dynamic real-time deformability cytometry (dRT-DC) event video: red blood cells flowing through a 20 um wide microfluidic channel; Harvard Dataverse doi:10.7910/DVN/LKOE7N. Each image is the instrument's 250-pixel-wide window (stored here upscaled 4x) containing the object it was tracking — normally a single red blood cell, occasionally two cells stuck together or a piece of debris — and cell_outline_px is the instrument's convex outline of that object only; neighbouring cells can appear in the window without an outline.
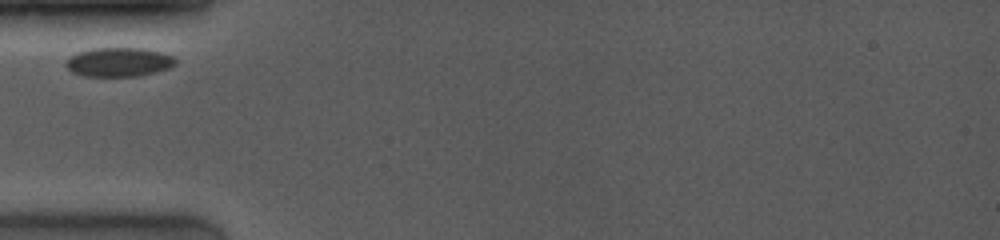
{"species": "common noctule bat (a hibernating species)", "species_latin": "Nyctalus noctula", "temperature_condition": "room temperature", "stored_images_in_passage": 18, "camera_frame_rate_fps": 4000, "um_per_image_px": 0.085, "animal": {"sex": "female", "body_mass_g": 19.0, "forearm_length_mm": 53.3}, "frame": {"image": 1, "passage_image": 1, "time_ms": 0.0, "image_size_px": [1000, 240], "cell_outline_px": [[176, 64], [168, 68], [156, 72], [140, 76], [84, 76], [72, 72], [64, 64], [68, 56], [92, 48], [144, 48], [160, 52], [172, 56], [176, 60]], "centroid_in_image_um": [10.08, 5.28], "position_along_channel_um": 74.9, "area_um2": 18.61}}
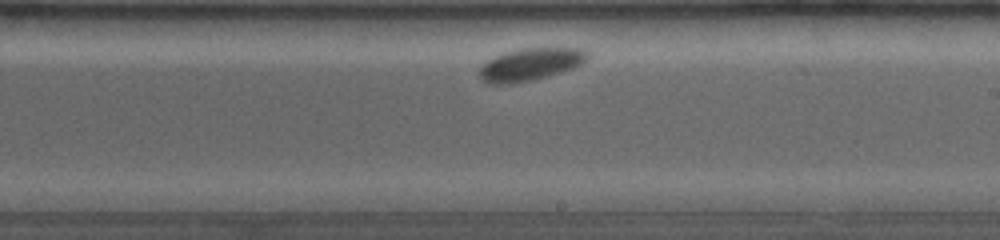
{"frame": {"image": 2, "passage_image": 10, "time_ms": 4.75, "image_size_px": [1000, 240], "cell_outline_px": [[588, 56], [580, 64], [572, 68], [532, 80], [512, 84], [488, 84], [476, 72], [480, 64], [504, 52], [520, 48], [580, 48], [588, 52]], "centroid_in_image_um": [44.99, 5.47], "position_along_channel_um": 244.0, "area_um2": 20.35}}
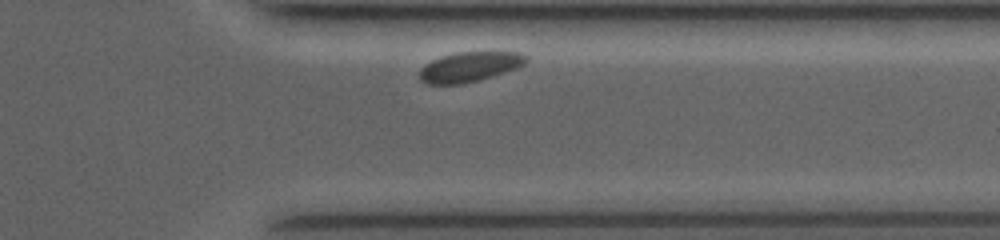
{"frame": {"image": 3, "passage_image": 17, "time_ms": 8.25, "image_size_px": [1000, 240], "cell_outline_px": [[528, 60], [524, 64], [516, 68], [480, 80], [464, 84], [428, 84], [420, 80], [420, 68], [424, 64], [440, 56], [456, 52], [520, 52], [528, 56]], "centroid_in_image_um": [39.9, 5.68], "position_along_channel_um": 371.5, "area_um2": 18.67}}